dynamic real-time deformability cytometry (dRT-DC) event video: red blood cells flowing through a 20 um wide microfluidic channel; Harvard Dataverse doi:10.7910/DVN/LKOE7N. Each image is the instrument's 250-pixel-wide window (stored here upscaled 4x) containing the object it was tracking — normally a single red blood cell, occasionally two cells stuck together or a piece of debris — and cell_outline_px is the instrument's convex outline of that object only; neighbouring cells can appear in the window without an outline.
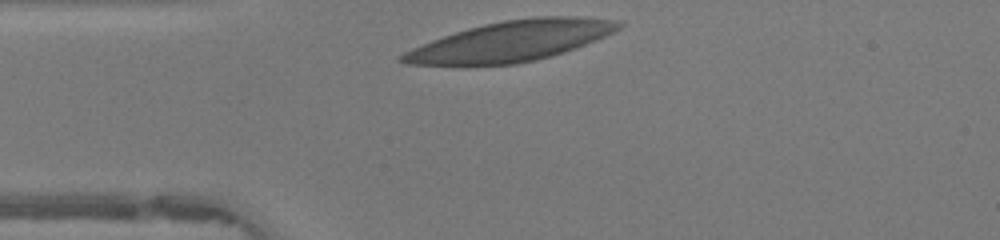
{"species": "human", "species_latin": "Homo sapiens", "temperature_condition": "warm", "stored_images_in_passage": 29, "camera_frame_rate_fps": 3000, "um_per_image_px": 0.085, "donor": {"sex": "female"}, "frame": {"image": 1, "passage_image": 1, "time_ms": 0.0, "image_size_px": [1000, 240], "cell_outline_px": [[624, 24], [620, 28], [596, 40], [576, 48], [552, 56], [536, 60], [516, 64], [468, 68], [460, 68], [404, 64], [396, 60], [396, 56], [412, 48], [432, 40], [468, 28], [484, 24], [504, 20], [536, 16], [576, 16], [620, 20]], "centroid_in_image_um": [43.33, 3.55], "position_along_channel_um": 41.7, "area_um2": 52.25}}
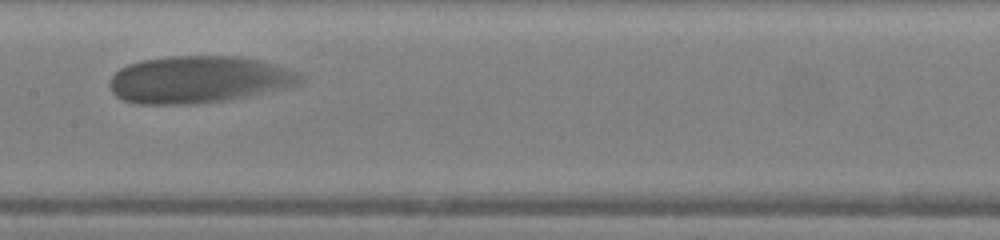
{"frame": {"image": 2, "passage_image": 14, "time_ms": 4.333, "image_size_px": [1000, 240], "cell_outline_px": [[304, 84], [288, 88], [232, 100], [192, 104], [136, 104], [124, 100], [116, 96], [112, 92], [108, 84], [112, 76], [120, 68], [128, 64], [140, 60], [168, 56], [240, 56], [260, 60], [276, 64], [296, 72], [304, 80]], "centroid_in_image_um": [16.92, 6.77], "position_along_channel_um": 190.5, "area_um2": 53.0}}
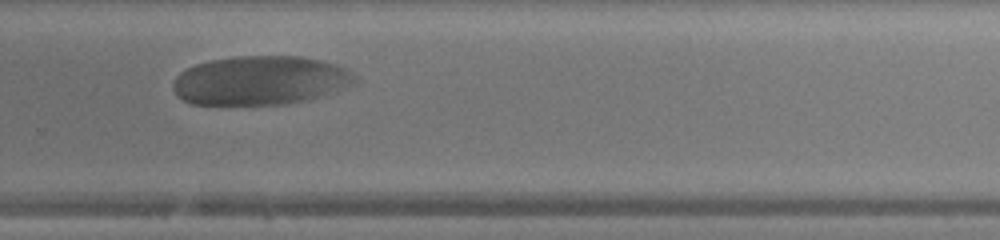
{"frame": {"image": 3, "passage_image": 23, "time_ms": 7.333, "image_size_px": [1000, 240], "cell_outline_px": [[356, 80], [352, 84], [344, 88], [324, 96], [308, 100], [288, 104], [192, 104], [184, 100], [172, 88], [172, 84], [176, 76], [180, 72], [196, 64], [208, 60], [236, 56], [300, 56], [324, 60], [336, 64], [352, 72], [356, 76]], "centroid_in_image_um": [22.15, 6.83], "position_along_channel_um": 307.6, "area_um2": 52.14}}